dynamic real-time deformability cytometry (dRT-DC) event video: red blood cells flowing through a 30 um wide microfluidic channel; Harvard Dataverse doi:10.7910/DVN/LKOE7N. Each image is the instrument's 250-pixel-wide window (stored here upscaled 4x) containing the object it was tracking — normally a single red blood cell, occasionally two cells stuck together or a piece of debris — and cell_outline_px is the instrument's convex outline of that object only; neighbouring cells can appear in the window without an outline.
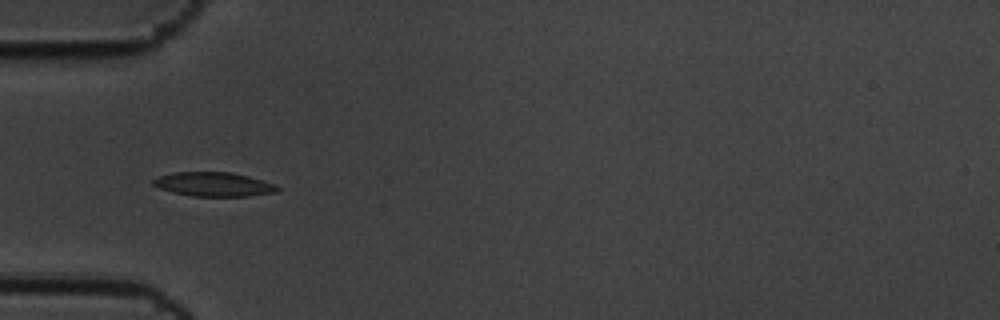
{"species": "common noctule bat (a hibernating species)", "species_latin": "Nyctalus noctula", "temperature_condition": "cold", "stored_images_in_passage": 9, "camera_frame_rate_fps": 3000, "um_per_image_px": 0.085, "animal": {"sex": "male", "body_mass_g": 19.5, "forearm_length_mm": 54.6}, "frame": {"image": 1, "passage_image": 6, "time_ms": 1.667, "image_size_px": [1000, 320], "cell_outline_px": [[280, 188], [276, 192], [248, 196], [192, 196], [172, 192], [160, 188], [152, 184], [152, 180], [160, 176], [176, 172], [228, 172], [248, 176], [276, 184]], "centroid_in_image_um": [18.18, 15.67], "position_along_channel_um": 66.8, "area_um2": 17.34}}
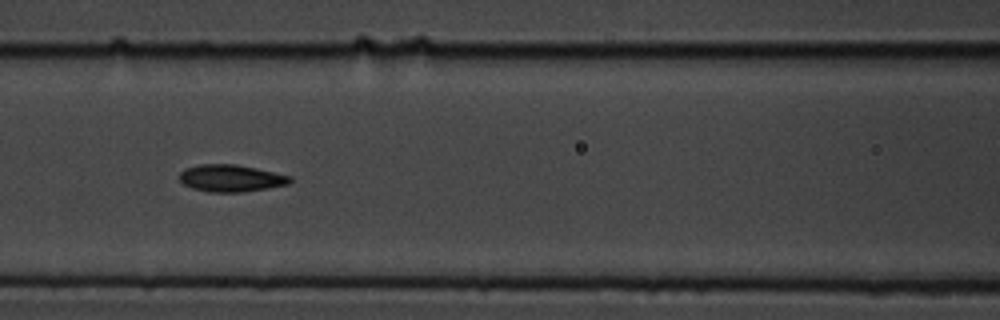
{"frame": {"image": 2, "passage_image": 8, "time_ms": 2.333, "image_size_px": [1000, 320], "cell_outline_px": [[292, 180], [288, 184], [268, 188], [240, 192], [208, 192], [192, 188], [184, 184], [180, 180], [180, 172], [184, 168], [200, 164], [236, 164], [256, 168], [292, 176]], "centroid_in_image_um": [19.62, 15.14], "position_along_channel_um": 147.0, "area_um2": 17.46}}
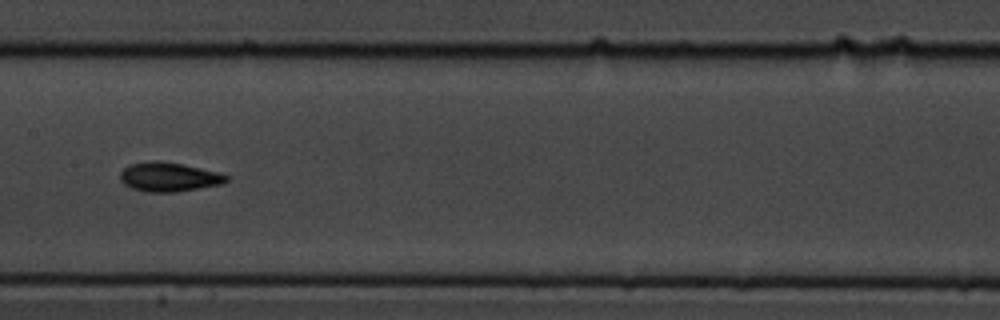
{"frame": {"image": 3, "passage_image": 9, "time_ms": 2.667, "image_size_px": [1000, 320], "cell_outline_px": [[228, 180], [220, 184], [200, 188], [176, 192], [144, 192], [132, 188], [124, 184], [120, 180], [120, 172], [128, 164], [152, 160], [156, 160], [180, 164], [216, 172], [228, 176]], "centroid_in_image_um": [14.28, 15.05], "position_along_channel_um": 193.1, "area_um2": 17.92}}